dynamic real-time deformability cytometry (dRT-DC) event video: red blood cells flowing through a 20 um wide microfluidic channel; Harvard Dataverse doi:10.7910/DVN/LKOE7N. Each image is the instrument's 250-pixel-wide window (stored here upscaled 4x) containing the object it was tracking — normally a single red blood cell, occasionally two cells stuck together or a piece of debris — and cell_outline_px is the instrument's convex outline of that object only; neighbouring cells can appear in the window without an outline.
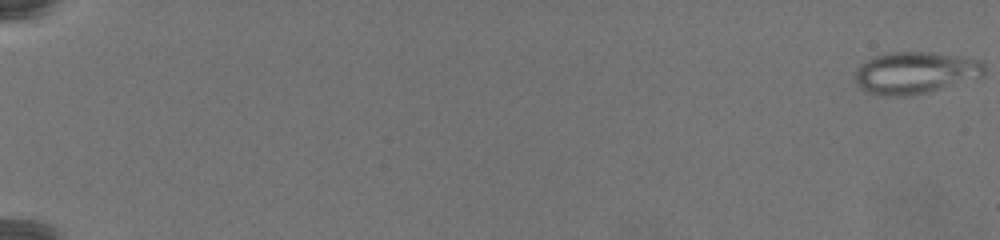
{"species": "common noctule bat (a hibernating species)", "species_latin": "Nyctalus noctula", "temperature_condition": "warm", "stored_images_in_passage": 80, "camera_frame_rate_fps": 3000, "um_per_image_px": 0.085, "animal": {"sex": "female", "body_mass_g": 19.5, "forearm_length_mm": 54.1}, "frame": {"image": 1, "passage_image": 1, "time_ms": 0.0, "image_size_px": [1000, 240], "cell_outline_px": [[984, 72], [980, 76], [928, 92], [904, 96], [876, 96], [864, 92], [856, 84], [856, 68], [860, 64], [876, 56], [892, 52], [932, 52], [980, 60], [984, 64]], "centroid_in_image_um": [77.72, 6.19], "position_along_channel_um": 7.3, "area_um2": 31.33}}
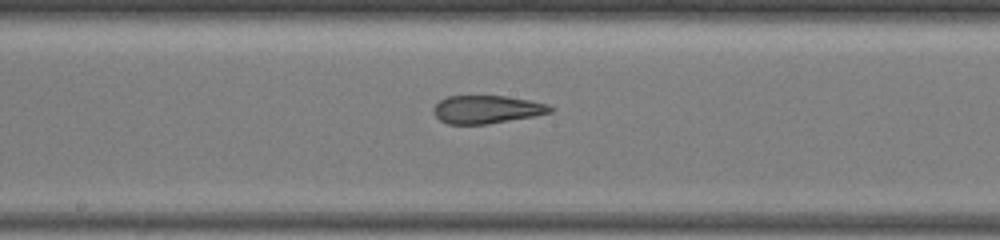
{"frame": {"image": 2, "passage_image": 47, "time_ms": 15.333, "image_size_px": [1000, 240], "cell_outline_px": [[556, 108], [552, 112], [532, 116], [488, 124], [448, 124], [440, 120], [432, 112], [432, 108], [440, 100], [448, 96], [508, 96], [548, 104]], "centroid_in_image_um": [41.37, 9.3], "position_along_channel_um": 206.8, "area_um2": 19.07}}
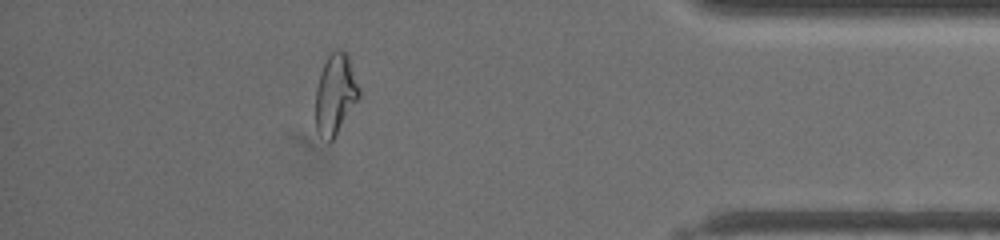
{"frame": {"image": 3, "passage_image": 72, "time_ms": 23.667, "image_size_px": [1000, 240], "cell_outline_px": [[360, 96], [332, 140], [328, 144], [320, 136], [316, 128], [316, 88], [320, 72], [328, 56], [336, 48], [340, 48], [348, 56], [360, 88]], "centroid_in_image_um": [28.5, 8.0], "position_along_channel_um": 406.7, "area_um2": 20.23}}